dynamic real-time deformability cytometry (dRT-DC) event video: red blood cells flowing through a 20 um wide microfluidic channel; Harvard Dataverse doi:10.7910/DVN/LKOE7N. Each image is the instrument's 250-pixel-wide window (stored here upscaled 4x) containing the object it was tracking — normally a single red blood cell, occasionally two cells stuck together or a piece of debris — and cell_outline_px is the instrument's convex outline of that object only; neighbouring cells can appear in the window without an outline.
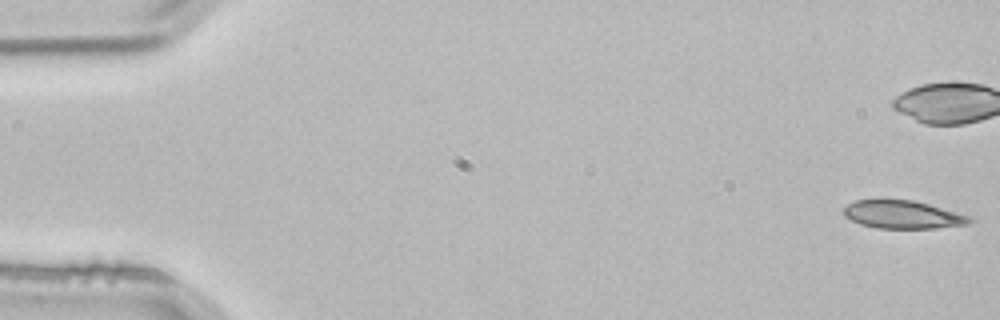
{"species": "common noctule bat (a hibernating species)", "species_latin": "Nyctalus noctula", "temperature_condition": "room temperature", "stored_images_in_passage": 5, "camera_frame_rate_fps": 3000, "um_per_image_px": 0.085, "animal": {"sex": "male", "body_mass_g": 21.5, "forearm_length_mm": 52.0}, "frame": {"image": 1, "passage_image": 1, "time_ms": 0.0, "image_size_px": [1000, 320], "cell_outline_px": [[972, 220], [968, 224], [936, 228], [876, 228], [860, 224], [844, 216], [844, 208], [848, 204], [856, 200], [912, 200], [928, 204], [968, 216]], "centroid_in_image_um": [76.69, 18.25], "position_along_channel_um": 8.3, "area_um2": 20.17}}